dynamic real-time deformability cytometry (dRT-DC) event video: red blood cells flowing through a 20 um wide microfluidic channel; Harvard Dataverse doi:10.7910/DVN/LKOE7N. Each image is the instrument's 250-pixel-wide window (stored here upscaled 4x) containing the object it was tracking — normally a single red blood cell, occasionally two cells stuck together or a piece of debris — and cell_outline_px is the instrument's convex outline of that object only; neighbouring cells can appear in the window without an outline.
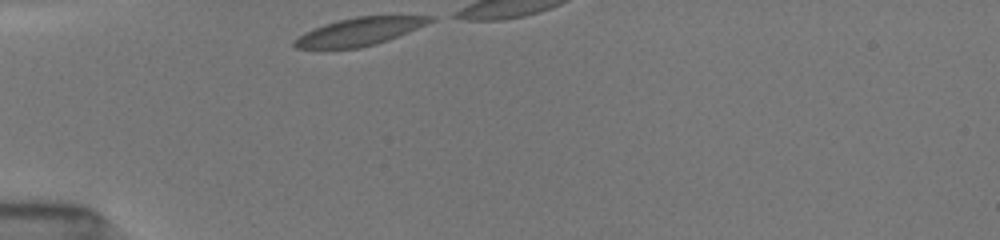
{"species": "common noctule bat (a hibernating species)", "species_latin": "Nyctalus noctula", "temperature_condition": "room temperature", "stored_images_in_passage": 4, "camera_frame_rate_fps": 3000, "um_per_image_px": 0.085, "animal": {"sex": "female", "body_mass_g": 19.5, "forearm_length_mm": 54.1}, "frame": {"image": 1, "passage_image": 1, "time_ms": 0.0, "image_size_px": [1000, 240], "cell_outline_px": [[436, 20], [408, 32], [388, 40], [376, 44], [360, 48], [296, 48], [292, 44], [292, 40], [304, 32], [324, 24], [356, 16], [436, 16]], "centroid_in_image_um": [30.55, 2.68], "position_along_channel_um": 54.5, "area_um2": 21.91}}